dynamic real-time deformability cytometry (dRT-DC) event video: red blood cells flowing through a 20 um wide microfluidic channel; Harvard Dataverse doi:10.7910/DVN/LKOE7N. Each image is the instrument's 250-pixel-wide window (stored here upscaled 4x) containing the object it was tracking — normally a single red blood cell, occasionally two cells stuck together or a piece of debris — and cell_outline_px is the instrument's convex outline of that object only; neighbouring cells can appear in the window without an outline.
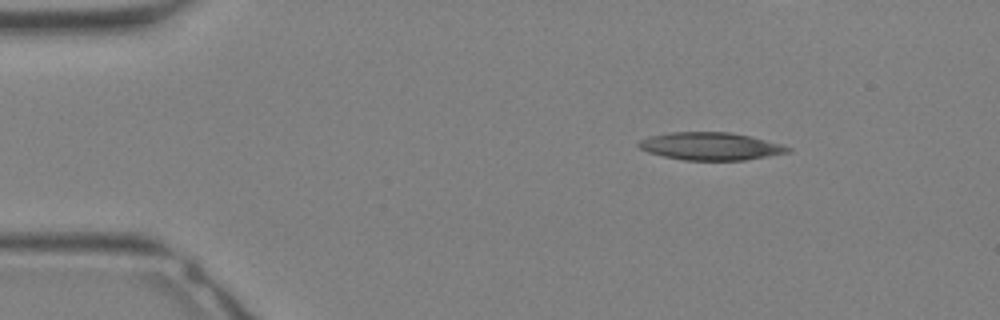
{"species": "Egyptian fruit bat (a non-hibernating species)", "species_latin": "Rousettus aegyptiacus", "temperature_condition": "warm", "stored_images_in_passage": 13, "camera_frame_rate_fps": 3000, "um_per_image_px": 0.085, "animal": {"sex": "female"}, "frame": {"image": 1, "passage_image": 1, "time_ms": 0.0, "image_size_px": [1000, 320], "cell_outline_px": [[792, 152], [744, 160], [684, 160], [664, 156], [648, 152], [640, 148], [636, 144], [640, 140], [652, 136], [672, 132], [732, 132], [784, 144], [792, 148]], "centroid_in_image_um": [60.46, 12.43], "position_along_channel_um": 24.5, "area_um2": 24.04}}
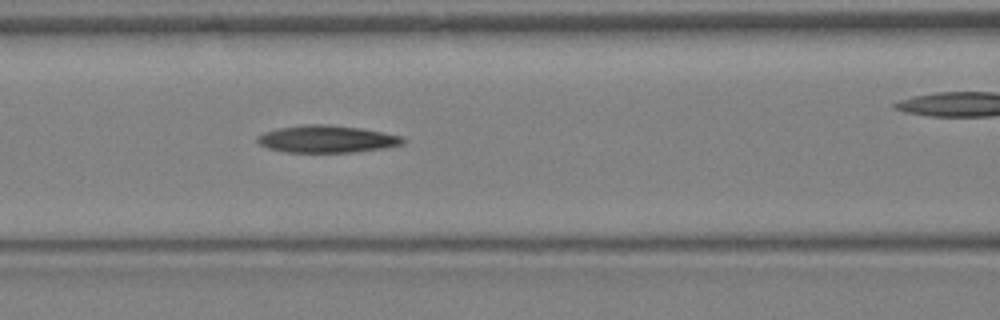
{"frame": {"image": 2, "passage_image": 10, "time_ms": 3.0, "image_size_px": [1000, 320], "cell_outline_px": [[408, 140], [404, 144], [384, 148], [356, 152], [284, 152], [268, 148], [260, 144], [256, 140], [256, 136], [264, 132], [276, 128], [304, 124], [328, 124], [360, 128], [404, 136]], "centroid_in_image_um": [27.8, 11.81], "position_along_channel_um": 138.8, "area_um2": 23.41}}